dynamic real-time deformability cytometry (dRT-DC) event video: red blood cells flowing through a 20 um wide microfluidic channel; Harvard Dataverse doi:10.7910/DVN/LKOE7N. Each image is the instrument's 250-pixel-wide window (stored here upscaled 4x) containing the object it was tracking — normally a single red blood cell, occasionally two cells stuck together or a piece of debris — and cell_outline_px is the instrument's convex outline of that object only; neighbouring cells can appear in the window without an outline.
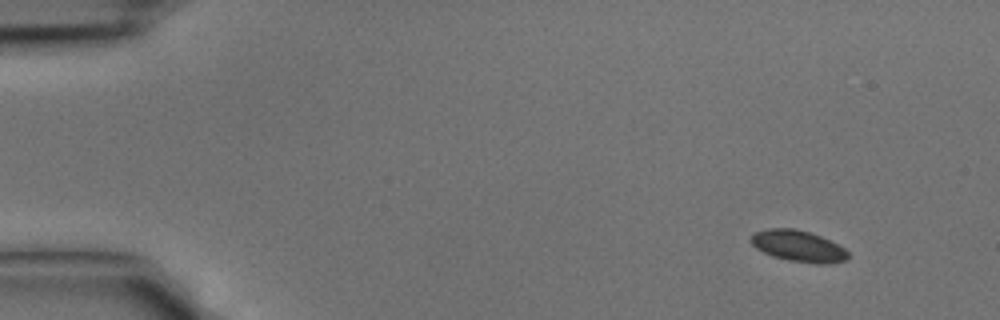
{"species": "common noctule bat (a hibernating species)", "species_latin": "Nyctalus noctula", "temperature_condition": "cold", "stored_images_in_passage": 39, "camera_frame_rate_fps": 3000, "um_per_image_px": 0.085, "animal": {"sex": "male", "body_mass_g": 15.6}, "frame": {"image": 1, "passage_image": 1, "time_ms": 0.0, "image_size_px": [1000, 320], "cell_outline_px": [[848, 260], [832, 264], [816, 264], [788, 260], [772, 256], [756, 248], [748, 240], [756, 232], [768, 228], [796, 228], [820, 236], [844, 248], [848, 252]], "centroid_in_image_um": [67.86, 20.93], "position_along_channel_um": 17.1, "area_um2": 17.74}}
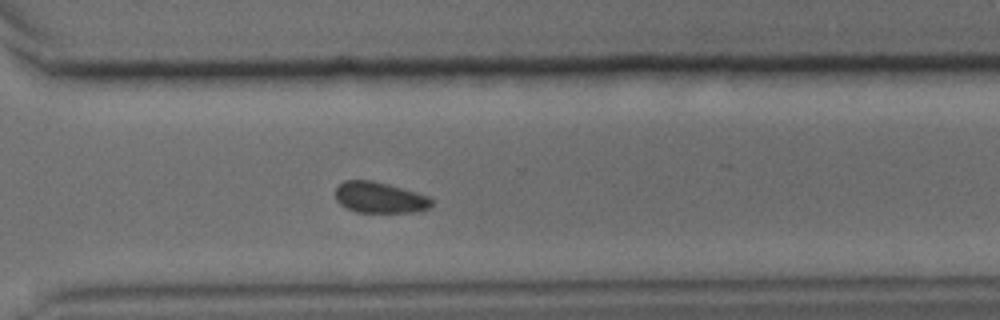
{"frame": {"image": 2, "passage_image": 28, "time_ms": 9.0, "image_size_px": [1000, 320], "cell_outline_px": [[432, 204], [428, 208], [416, 212], [356, 212], [340, 204], [336, 200], [336, 188], [344, 180], [372, 180], [388, 184], [428, 196], [432, 200]], "centroid_in_image_um": [32.26, 16.79], "position_along_channel_um": 338.3, "area_um2": 17.22}}
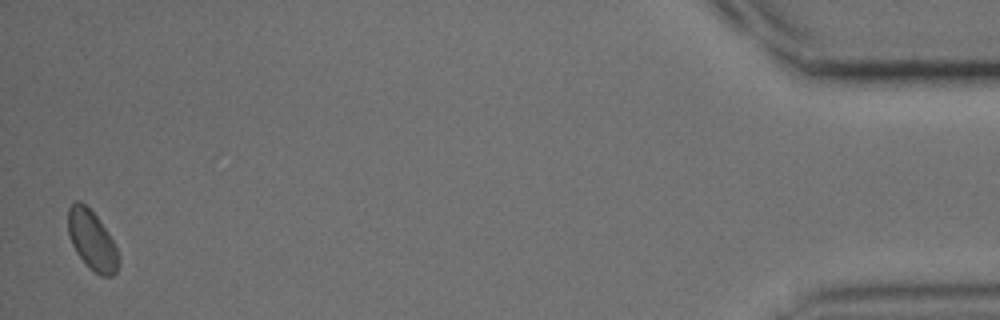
{"frame": {"image": 3, "passage_image": 39, "time_ms": 12.667, "image_size_px": [1000, 320], "cell_outline_px": [[120, 264], [116, 272], [112, 276], [100, 276], [76, 252], [68, 236], [68, 208], [76, 200], [80, 200], [96, 216], [112, 240], [116, 248], [120, 260]], "centroid_in_image_um": [7.81, 20.42], "position_along_channel_um": 427.4, "area_um2": 17.11}}